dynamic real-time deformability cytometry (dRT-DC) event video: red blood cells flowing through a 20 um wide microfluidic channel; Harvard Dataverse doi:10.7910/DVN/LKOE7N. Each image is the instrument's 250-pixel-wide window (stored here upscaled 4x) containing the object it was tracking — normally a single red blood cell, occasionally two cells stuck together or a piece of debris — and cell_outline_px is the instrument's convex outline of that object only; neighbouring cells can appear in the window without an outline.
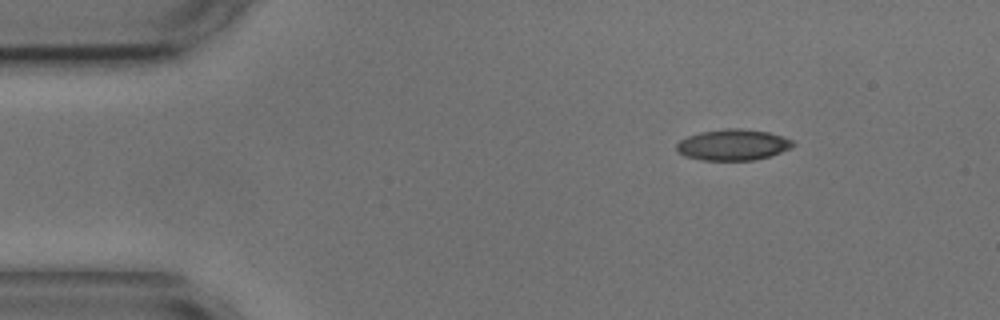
{"species": "common noctule bat (a hibernating species)", "species_latin": "Nyctalus noctula", "temperature_condition": "cold", "stored_images_in_passage": 3, "camera_frame_rate_fps": 3000, "um_per_image_px": 0.085, "animal": {"sex": "male", "body_mass_g": 17.9, "forearm_length_mm": 54.2}, "frame": {"image": 1, "passage_image": 1, "time_ms": 0.0, "image_size_px": [1000, 320], "cell_outline_px": [[796, 144], [780, 152], [768, 156], [752, 160], [700, 160], [684, 156], [676, 152], [676, 144], [680, 140], [688, 136], [700, 132], [728, 128], [740, 128], [768, 132], [792, 140]], "centroid_in_image_um": [62.24, 12.31], "position_along_channel_um": 22.8, "area_um2": 20.92}}